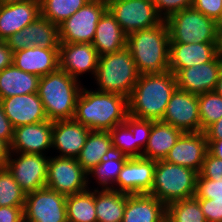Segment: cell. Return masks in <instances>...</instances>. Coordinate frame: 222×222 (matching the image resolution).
Listing matches in <instances>:
<instances>
[{"instance_id": "obj_1", "label": "cell", "mask_w": 222, "mask_h": 222, "mask_svg": "<svg viewBox=\"0 0 222 222\" xmlns=\"http://www.w3.org/2000/svg\"><path fill=\"white\" fill-rule=\"evenodd\" d=\"M128 115V98L83 87L73 119L92 131H110L124 123Z\"/></svg>"}, {"instance_id": "obj_2", "label": "cell", "mask_w": 222, "mask_h": 222, "mask_svg": "<svg viewBox=\"0 0 222 222\" xmlns=\"http://www.w3.org/2000/svg\"><path fill=\"white\" fill-rule=\"evenodd\" d=\"M176 89L175 74L170 70L140 75L128 97V114L139 119L162 120Z\"/></svg>"}, {"instance_id": "obj_3", "label": "cell", "mask_w": 222, "mask_h": 222, "mask_svg": "<svg viewBox=\"0 0 222 222\" xmlns=\"http://www.w3.org/2000/svg\"><path fill=\"white\" fill-rule=\"evenodd\" d=\"M169 31L165 20L159 25L127 35L129 49L140 75L169 70Z\"/></svg>"}, {"instance_id": "obj_4", "label": "cell", "mask_w": 222, "mask_h": 222, "mask_svg": "<svg viewBox=\"0 0 222 222\" xmlns=\"http://www.w3.org/2000/svg\"><path fill=\"white\" fill-rule=\"evenodd\" d=\"M82 86L80 81L57 69L40 77L38 95L50 121L73 119Z\"/></svg>"}, {"instance_id": "obj_5", "label": "cell", "mask_w": 222, "mask_h": 222, "mask_svg": "<svg viewBox=\"0 0 222 222\" xmlns=\"http://www.w3.org/2000/svg\"><path fill=\"white\" fill-rule=\"evenodd\" d=\"M139 72L127 47L99 56L95 80L102 92L128 98L139 79Z\"/></svg>"}, {"instance_id": "obj_6", "label": "cell", "mask_w": 222, "mask_h": 222, "mask_svg": "<svg viewBox=\"0 0 222 222\" xmlns=\"http://www.w3.org/2000/svg\"><path fill=\"white\" fill-rule=\"evenodd\" d=\"M198 174L193 169L157 160L152 189L148 194L166 206L174 201L195 197Z\"/></svg>"}, {"instance_id": "obj_7", "label": "cell", "mask_w": 222, "mask_h": 222, "mask_svg": "<svg viewBox=\"0 0 222 222\" xmlns=\"http://www.w3.org/2000/svg\"><path fill=\"white\" fill-rule=\"evenodd\" d=\"M165 22L169 43H218L217 22L193 7L172 14Z\"/></svg>"}, {"instance_id": "obj_8", "label": "cell", "mask_w": 222, "mask_h": 222, "mask_svg": "<svg viewBox=\"0 0 222 222\" xmlns=\"http://www.w3.org/2000/svg\"><path fill=\"white\" fill-rule=\"evenodd\" d=\"M106 10V0H89L83 7L59 24L60 43L92 44L97 23Z\"/></svg>"}, {"instance_id": "obj_9", "label": "cell", "mask_w": 222, "mask_h": 222, "mask_svg": "<svg viewBox=\"0 0 222 222\" xmlns=\"http://www.w3.org/2000/svg\"><path fill=\"white\" fill-rule=\"evenodd\" d=\"M106 1L107 9L115 17L126 35L157 26L163 21L152 0Z\"/></svg>"}, {"instance_id": "obj_10", "label": "cell", "mask_w": 222, "mask_h": 222, "mask_svg": "<svg viewBox=\"0 0 222 222\" xmlns=\"http://www.w3.org/2000/svg\"><path fill=\"white\" fill-rule=\"evenodd\" d=\"M87 176L76 158L50 157L46 187L65 196L73 195L89 188Z\"/></svg>"}, {"instance_id": "obj_11", "label": "cell", "mask_w": 222, "mask_h": 222, "mask_svg": "<svg viewBox=\"0 0 222 222\" xmlns=\"http://www.w3.org/2000/svg\"><path fill=\"white\" fill-rule=\"evenodd\" d=\"M66 197L47 187L26 194L24 222H68Z\"/></svg>"}, {"instance_id": "obj_12", "label": "cell", "mask_w": 222, "mask_h": 222, "mask_svg": "<svg viewBox=\"0 0 222 222\" xmlns=\"http://www.w3.org/2000/svg\"><path fill=\"white\" fill-rule=\"evenodd\" d=\"M16 154L19 156L15 159H12L13 154H9L6 167L25 194L45 188L49 157L32 153Z\"/></svg>"}, {"instance_id": "obj_13", "label": "cell", "mask_w": 222, "mask_h": 222, "mask_svg": "<svg viewBox=\"0 0 222 222\" xmlns=\"http://www.w3.org/2000/svg\"><path fill=\"white\" fill-rule=\"evenodd\" d=\"M198 95L176 89L161 121L183 132H201Z\"/></svg>"}, {"instance_id": "obj_14", "label": "cell", "mask_w": 222, "mask_h": 222, "mask_svg": "<svg viewBox=\"0 0 222 222\" xmlns=\"http://www.w3.org/2000/svg\"><path fill=\"white\" fill-rule=\"evenodd\" d=\"M155 165V160L143 157L128 158L114 184L116 186L111 189L126 194L149 193L152 189Z\"/></svg>"}, {"instance_id": "obj_15", "label": "cell", "mask_w": 222, "mask_h": 222, "mask_svg": "<svg viewBox=\"0 0 222 222\" xmlns=\"http://www.w3.org/2000/svg\"><path fill=\"white\" fill-rule=\"evenodd\" d=\"M6 42L13 51L23 50L28 47L59 48V25L39 16L20 31L10 36Z\"/></svg>"}, {"instance_id": "obj_16", "label": "cell", "mask_w": 222, "mask_h": 222, "mask_svg": "<svg viewBox=\"0 0 222 222\" xmlns=\"http://www.w3.org/2000/svg\"><path fill=\"white\" fill-rule=\"evenodd\" d=\"M221 68L217 55L212 61L181 69L175 74L177 88L195 95L214 91Z\"/></svg>"}, {"instance_id": "obj_17", "label": "cell", "mask_w": 222, "mask_h": 222, "mask_svg": "<svg viewBox=\"0 0 222 222\" xmlns=\"http://www.w3.org/2000/svg\"><path fill=\"white\" fill-rule=\"evenodd\" d=\"M207 151L205 132H183L164 160L200 173Z\"/></svg>"}, {"instance_id": "obj_18", "label": "cell", "mask_w": 222, "mask_h": 222, "mask_svg": "<svg viewBox=\"0 0 222 222\" xmlns=\"http://www.w3.org/2000/svg\"><path fill=\"white\" fill-rule=\"evenodd\" d=\"M98 54L91 43H60L58 48L59 69L75 79L85 72L96 74Z\"/></svg>"}, {"instance_id": "obj_19", "label": "cell", "mask_w": 222, "mask_h": 222, "mask_svg": "<svg viewBox=\"0 0 222 222\" xmlns=\"http://www.w3.org/2000/svg\"><path fill=\"white\" fill-rule=\"evenodd\" d=\"M53 121L46 120L35 124L14 128L10 153H32L44 155L43 151L52 147Z\"/></svg>"}, {"instance_id": "obj_20", "label": "cell", "mask_w": 222, "mask_h": 222, "mask_svg": "<svg viewBox=\"0 0 222 222\" xmlns=\"http://www.w3.org/2000/svg\"><path fill=\"white\" fill-rule=\"evenodd\" d=\"M1 102L14 128L48 120L38 93L15 95L1 99Z\"/></svg>"}, {"instance_id": "obj_21", "label": "cell", "mask_w": 222, "mask_h": 222, "mask_svg": "<svg viewBox=\"0 0 222 222\" xmlns=\"http://www.w3.org/2000/svg\"><path fill=\"white\" fill-rule=\"evenodd\" d=\"M90 131L74 119L53 121L52 148L61 152L59 157L77 158Z\"/></svg>"}, {"instance_id": "obj_22", "label": "cell", "mask_w": 222, "mask_h": 222, "mask_svg": "<svg viewBox=\"0 0 222 222\" xmlns=\"http://www.w3.org/2000/svg\"><path fill=\"white\" fill-rule=\"evenodd\" d=\"M218 43H169V70H179L212 61L218 55Z\"/></svg>"}, {"instance_id": "obj_23", "label": "cell", "mask_w": 222, "mask_h": 222, "mask_svg": "<svg viewBox=\"0 0 222 222\" xmlns=\"http://www.w3.org/2000/svg\"><path fill=\"white\" fill-rule=\"evenodd\" d=\"M39 16L40 0L0 5V39L6 41L10 36L27 27Z\"/></svg>"}, {"instance_id": "obj_24", "label": "cell", "mask_w": 222, "mask_h": 222, "mask_svg": "<svg viewBox=\"0 0 222 222\" xmlns=\"http://www.w3.org/2000/svg\"><path fill=\"white\" fill-rule=\"evenodd\" d=\"M13 64L27 73L45 76L59 68L58 48L32 46L13 52Z\"/></svg>"}, {"instance_id": "obj_25", "label": "cell", "mask_w": 222, "mask_h": 222, "mask_svg": "<svg viewBox=\"0 0 222 222\" xmlns=\"http://www.w3.org/2000/svg\"><path fill=\"white\" fill-rule=\"evenodd\" d=\"M167 206L151 194H129L122 222H166Z\"/></svg>"}, {"instance_id": "obj_26", "label": "cell", "mask_w": 222, "mask_h": 222, "mask_svg": "<svg viewBox=\"0 0 222 222\" xmlns=\"http://www.w3.org/2000/svg\"><path fill=\"white\" fill-rule=\"evenodd\" d=\"M127 35L107 9L100 17L92 41L98 56L120 51L126 47Z\"/></svg>"}, {"instance_id": "obj_27", "label": "cell", "mask_w": 222, "mask_h": 222, "mask_svg": "<svg viewBox=\"0 0 222 222\" xmlns=\"http://www.w3.org/2000/svg\"><path fill=\"white\" fill-rule=\"evenodd\" d=\"M182 133V130L168 123L152 120L151 133L142 157L155 161L164 160Z\"/></svg>"}, {"instance_id": "obj_28", "label": "cell", "mask_w": 222, "mask_h": 222, "mask_svg": "<svg viewBox=\"0 0 222 222\" xmlns=\"http://www.w3.org/2000/svg\"><path fill=\"white\" fill-rule=\"evenodd\" d=\"M40 77L17 68L14 64L0 71V99L38 93Z\"/></svg>"}, {"instance_id": "obj_29", "label": "cell", "mask_w": 222, "mask_h": 222, "mask_svg": "<svg viewBox=\"0 0 222 222\" xmlns=\"http://www.w3.org/2000/svg\"><path fill=\"white\" fill-rule=\"evenodd\" d=\"M109 131H90L85 144L76 158L81 167L89 173L107 156L113 153Z\"/></svg>"}, {"instance_id": "obj_30", "label": "cell", "mask_w": 222, "mask_h": 222, "mask_svg": "<svg viewBox=\"0 0 222 222\" xmlns=\"http://www.w3.org/2000/svg\"><path fill=\"white\" fill-rule=\"evenodd\" d=\"M128 196L114 189H95L97 222H122Z\"/></svg>"}, {"instance_id": "obj_31", "label": "cell", "mask_w": 222, "mask_h": 222, "mask_svg": "<svg viewBox=\"0 0 222 222\" xmlns=\"http://www.w3.org/2000/svg\"><path fill=\"white\" fill-rule=\"evenodd\" d=\"M66 213L68 222H97L95 207V189L66 197Z\"/></svg>"}, {"instance_id": "obj_32", "label": "cell", "mask_w": 222, "mask_h": 222, "mask_svg": "<svg viewBox=\"0 0 222 222\" xmlns=\"http://www.w3.org/2000/svg\"><path fill=\"white\" fill-rule=\"evenodd\" d=\"M129 157L116 152L107 156L99 165L95 166L89 173L98 180L101 189H111L114 183L117 182L119 173L123 165Z\"/></svg>"}, {"instance_id": "obj_33", "label": "cell", "mask_w": 222, "mask_h": 222, "mask_svg": "<svg viewBox=\"0 0 222 222\" xmlns=\"http://www.w3.org/2000/svg\"><path fill=\"white\" fill-rule=\"evenodd\" d=\"M89 0H40L41 16L56 25L73 15Z\"/></svg>"}, {"instance_id": "obj_34", "label": "cell", "mask_w": 222, "mask_h": 222, "mask_svg": "<svg viewBox=\"0 0 222 222\" xmlns=\"http://www.w3.org/2000/svg\"><path fill=\"white\" fill-rule=\"evenodd\" d=\"M166 222H206L196 197L174 201L167 205Z\"/></svg>"}, {"instance_id": "obj_35", "label": "cell", "mask_w": 222, "mask_h": 222, "mask_svg": "<svg viewBox=\"0 0 222 222\" xmlns=\"http://www.w3.org/2000/svg\"><path fill=\"white\" fill-rule=\"evenodd\" d=\"M26 194L7 167H0V207H24Z\"/></svg>"}, {"instance_id": "obj_36", "label": "cell", "mask_w": 222, "mask_h": 222, "mask_svg": "<svg viewBox=\"0 0 222 222\" xmlns=\"http://www.w3.org/2000/svg\"><path fill=\"white\" fill-rule=\"evenodd\" d=\"M201 131L222 117V96L215 90L198 95Z\"/></svg>"}, {"instance_id": "obj_37", "label": "cell", "mask_w": 222, "mask_h": 222, "mask_svg": "<svg viewBox=\"0 0 222 222\" xmlns=\"http://www.w3.org/2000/svg\"><path fill=\"white\" fill-rule=\"evenodd\" d=\"M112 138L113 151L127 157H136V138L131 128L124 122L109 131Z\"/></svg>"}, {"instance_id": "obj_38", "label": "cell", "mask_w": 222, "mask_h": 222, "mask_svg": "<svg viewBox=\"0 0 222 222\" xmlns=\"http://www.w3.org/2000/svg\"><path fill=\"white\" fill-rule=\"evenodd\" d=\"M125 123L131 128L136 138V157H142L143 150L151 133L152 120L139 119L128 115Z\"/></svg>"}, {"instance_id": "obj_39", "label": "cell", "mask_w": 222, "mask_h": 222, "mask_svg": "<svg viewBox=\"0 0 222 222\" xmlns=\"http://www.w3.org/2000/svg\"><path fill=\"white\" fill-rule=\"evenodd\" d=\"M195 197L222 200V181L203 178L198 174Z\"/></svg>"}, {"instance_id": "obj_40", "label": "cell", "mask_w": 222, "mask_h": 222, "mask_svg": "<svg viewBox=\"0 0 222 222\" xmlns=\"http://www.w3.org/2000/svg\"><path fill=\"white\" fill-rule=\"evenodd\" d=\"M156 11L163 20L183 9L190 8L193 0H152Z\"/></svg>"}, {"instance_id": "obj_41", "label": "cell", "mask_w": 222, "mask_h": 222, "mask_svg": "<svg viewBox=\"0 0 222 222\" xmlns=\"http://www.w3.org/2000/svg\"><path fill=\"white\" fill-rule=\"evenodd\" d=\"M199 174L203 178H208L218 182L222 181V159L211 155L207 151Z\"/></svg>"}, {"instance_id": "obj_42", "label": "cell", "mask_w": 222, "mask_h": 222, "mask_svg": "<svg viewBox=\"0 0 222 222\" xmlns=\"http://www.w3.org/2000/svg\"><path fill=\"white\" fill-rule=\"evenodd\" d=\"M191 7L216 22L222 16V0H193Z\"/></svg>"}, {"instance_id": "obj_43", "label": "cell", "mask_w": 222, "mask_h": 222, "mask_svg": "<svg viewBox=\"0 0 222 222\" xmlns=\"http://www.w3.org/2000/svg\"><path fill=\"white\" fill-rule=\"evenodd\" d=\"M197 199L206 222H222V200Z\"/></svg>"}, {"instance_id": "obj_44", "label": "cell", "mask_w": 222, "mask_h": 222, "mask_svg": "<svg viewBox=\"0 0 222 222\" xmlns=\"http://www.w3.org/2000/svg\"><path fill=\"white\" fill-rule=\"evenodd\" d=\"M14 127L4 113L0 99V139L5 141L9 146L13 140Z\"/></svg>"}, {"instance_id": "obj_45", "label": "cell", "mask_w": 222, "mask_h": 222, "mask_svg": "<svg viewBox=\"0 0 222 222\" xmlns=\"http://www.w3.org/2000/svg\"><path fill=\"white\" fill-rule=\"evenodd\" d=\"M24 207H0V222H24Z\"/></svg>"}, {"instance_id": "obj_46", "label": "cell", "mask_w": 222, "mask_h": 222, "mask_svg": "<svg viewBox=\"0 0 222 222\" xmlns=\"http://www.w3.org/2000/svg\"><path fill=\"white\" fill-rule=\"evenodd\" d=\"M13 64V51L6 41H0V71Z\"/></svg>"}, {"instance_id": "obj_47", "label": "cell", "mask_w": 222, "mask_h": 222, "mask_svg": "<svg viewBox=\"0 0 222 222\" xmlns=\"http://www.w3.org/2000/svg\"><path fill=\"white\" fill-rule=\"evenodd\" d=\"M207 140H221L222 139V117L210 125L205 131Z\"/></svg>"}, {"instance_id": "obj_48", "label": "cell", "mask_w": 222, "mask_h": 222, "mask_svg": "<svg viewBox=\"0 0 222 222\" xmlns=\"http://www.w3.org/2000/svg\"><path fill=\"white\" fill-rule=\"evenodd\" d=\"M207 149L211 155L219 159H222V139L221 140H207Z\"/></svg>"}, {"instance_id": "obj_49", "label": "cell", "mask_w": 222, "mask_h": 222, "mask_svg": "<svg viewBox=\"0 0 222 222\" xmlns=\"http://www.w3.org/2000/svg\"><path fill=\"white\" fill-rule=\"evenodd\" d=\"M10 154V146L0 139V167H5Z\"/></svg>"}, {"instance_id": "obj_50", "label": "cell", "mask_w": 222, "mask_h": 222, "mask_svg": "<svg viewBox=\"0 0 222 222\" xmlns=\"http://www.w3.org/2000/svg\"><path fill=\"white\" fill-rule=\"evenodd\" d=\"M215 91L219 95L222 96V68H221V71H220V74H219V77H218V80H217V85H216Z\"/></svg>"}, {"instance_id": "obj_51", "label": "cell", "mask_w": 222, "mask_h": 222, "mask_svg": "<svg viewBox=\"0 0 222 222\" xmlns=\"http://www.w3.org/2000/svg\"><path fill=\"white\" fill-rule=\"evenodd\" d=\"M217 48H218L219 58L222 60V31H218V44H217Z\"/></svg>"}, {"instance_id": "obj_52", "label": "cell", "mask_w": 222, "mask_h": 222, "mask_svg": "<svg viewBox=\"0 0 222 222\" xmlns=\"http://www.w3.org/2000/svg\"><path fill=\"white\" fill-rule=\"evenodd\" d=\"M28 0H0V5H10L16 3H22Z\"/></svg>"}, {"instance_id": "obj_53", "label": "cell", "mask_w": 222, "mask_h": 222, "mask_svg": "<svg viewBox=\"0 0 222 222\" xmlns=\"http://www.w3.org/2000/svg\"><path fill=\"white\" fill-rule=\"evenodd\" d=\"M217 27H218V31H222V16L219 19V21L217 22Z\"/></svg>"}]
</instances>
